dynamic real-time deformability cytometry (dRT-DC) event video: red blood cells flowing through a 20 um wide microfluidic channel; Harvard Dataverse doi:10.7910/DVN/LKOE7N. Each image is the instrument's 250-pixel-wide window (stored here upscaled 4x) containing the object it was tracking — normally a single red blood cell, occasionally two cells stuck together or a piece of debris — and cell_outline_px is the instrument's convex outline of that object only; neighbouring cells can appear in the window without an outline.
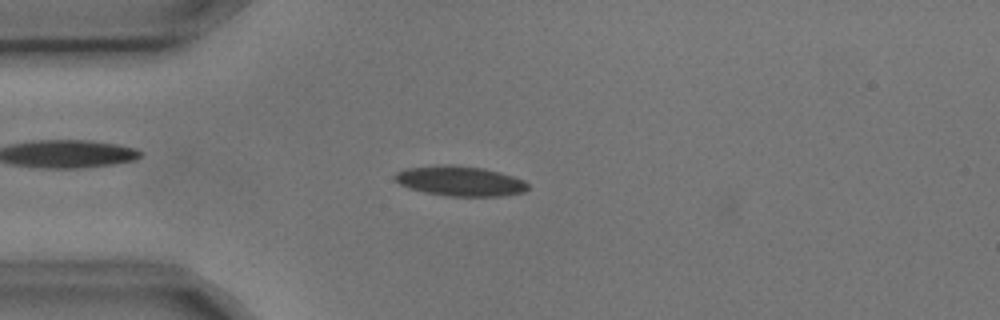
{"species": "common noctule bat (a hibernating species)", "species_latin": "Nyctalus noctula", "temperature_condition": "cold", "stored_images_in_passage": 7, "camera_frame_rate_fps": 3000, "um_per_image_px": 0.085, "animal": {"sex": "male", "body_mass_g": 17.9, "forearm_length_mm": 54.2}, "frame": {"image": 1, "passage_image": 3, "time_ms": 0.667, "image_size_px": [1000, 320], "cell_outline_px": [[528, 188], [524, 192], [500, 196], [448, 196], [424, 192], [408, 188], [400, 184], [392, 176], [396, 172], [404, 168], [452, 164], [484, 168], [500, 172], [524, 180], [528, 184]], "centroid_in_image_um": [39.08, 15.38], "position_along_channel_um": 45.9, "area_um2": 23.29}}
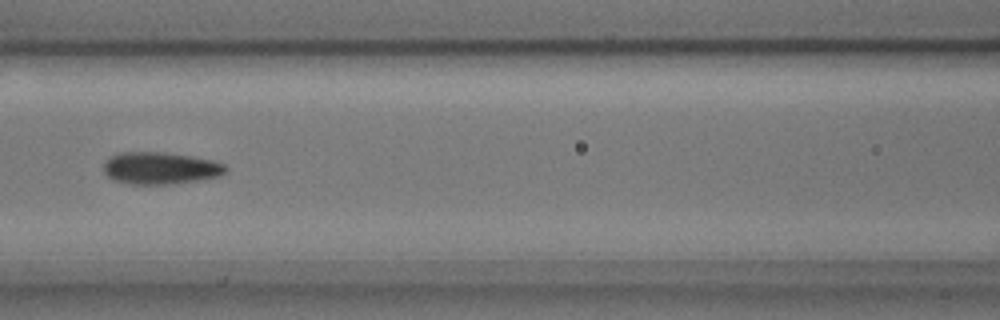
{"frame": {"image": 2, "passage_image": 6, "time_ms": 1.667, "image_size_px": [1000, 320], "cell_outline_px": [[228, 168], [220, 176], [176, 184], [128, 184], [112, 180], [104, 172], [104, 164], [112, 156], [120, 152], [164, 152], [192, 156], [212, 160], [224, 164]], "centroid_in_image_um": [13.64, 14.3], "position_along_channel_um": 153.0, "area_um2": 22.89}}
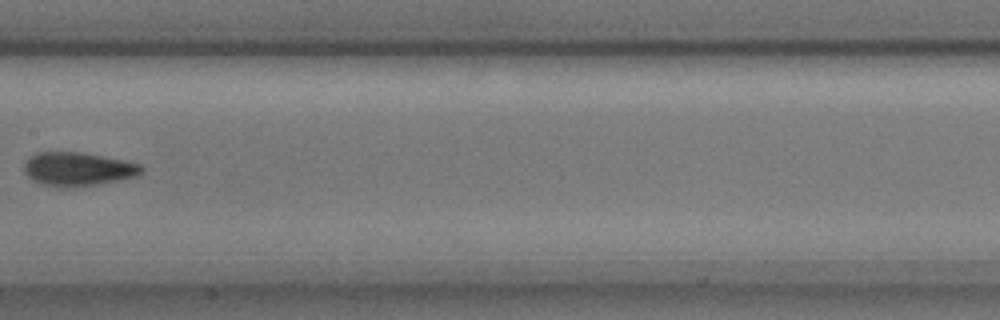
{"frame": {"image": 3, "passage_image": 7, "time_ms": 2.0, "image_size_px": [1000, 320], "cell_outline_px": [[144, 168], [136, 176], [96, 184], [72, 188], [60, 188], [40, 184], [32, 180], [24, 172], [24, 164], [36, 152], [84, 152], [124, 160], [140, 164]], "centroid_in_image_um": [6.59, 14.38], "position_along_channel_um": 200.8, "area_um2": 23.06}}